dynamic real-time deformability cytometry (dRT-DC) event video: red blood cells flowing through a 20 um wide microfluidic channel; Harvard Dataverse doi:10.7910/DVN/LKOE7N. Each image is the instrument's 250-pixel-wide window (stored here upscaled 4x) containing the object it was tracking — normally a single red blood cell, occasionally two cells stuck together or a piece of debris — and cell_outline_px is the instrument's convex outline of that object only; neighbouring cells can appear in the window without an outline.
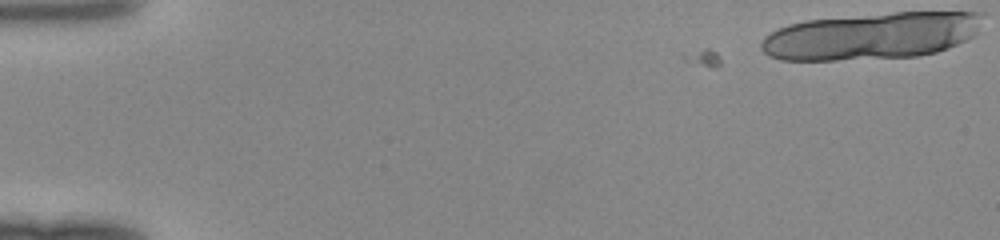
{"species": "human", "species_latin": "Homo sapiens", "temperature_condition": "room temperature", "stored_images_in_passage": 2, "camera_frame_rate_fps": 3000, "um_per_image_px": 0.085, "donor": {"sex": "female"}, "frame": {"image": 1, "passage_image": 2, "time_ms": 0.333, "image_size_px": [1000, 240], "cell_outline_px": [[984, 12], [976, 36], [948, 48], [936, 52], [916, 56], [836, 60], [780, 60], [768, 56], [760, 48], [760, 44], [764, 36], [788, 24], [808, 20], [896, 12]], "centroid_in_image_um": [74.08, 3.06], "position_along_channel_um": 10.9, "area_um2": 60.52}}